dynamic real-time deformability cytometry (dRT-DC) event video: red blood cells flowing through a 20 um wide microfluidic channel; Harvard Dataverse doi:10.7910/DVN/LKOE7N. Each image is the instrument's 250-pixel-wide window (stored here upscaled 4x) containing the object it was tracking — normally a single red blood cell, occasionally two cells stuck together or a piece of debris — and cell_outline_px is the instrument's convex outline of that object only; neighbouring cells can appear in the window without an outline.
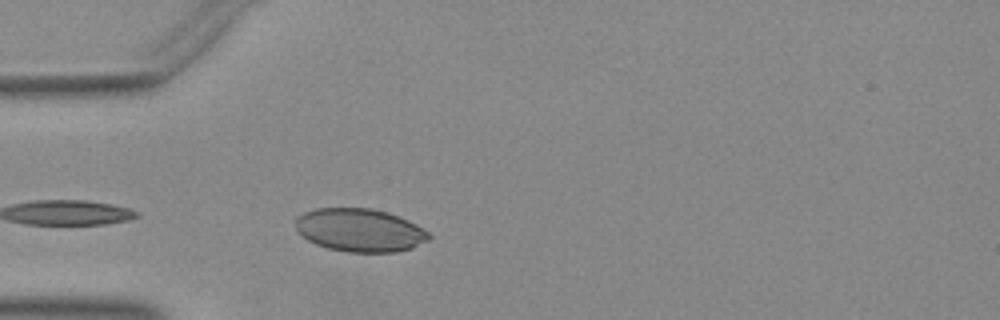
{"species": "Egyptian fruit bat (a non-hibernating species)", "species_latin": "Rousettus aegyptiacus", "temperature_condition": "warm", "stored_images_in_passage": 7, "camera_frame_rate_fps": 3000, "um_per_image_px": 0.085, "animal": {"sex": "female"}, "frame": {"image": 1, "passage_image": 2, "time_ms": 0.333, "image_size_px": [1000, 320], "cell_outline_px": [[432, 236], [428, 240], [412, 248], [396, 252], [348, 252], [328, 248], [316, 244], [300, 236], [296, 232], [292, 220], [296, 216], [304, 212], [316, 208], [372, 208], [388, 212], [400, 216], [416, 224], [428, 232]], "centroid_in_image_um": [30.53, 19.55], "position_along_channel_um": 54.5, "area_um2": 34.04}}